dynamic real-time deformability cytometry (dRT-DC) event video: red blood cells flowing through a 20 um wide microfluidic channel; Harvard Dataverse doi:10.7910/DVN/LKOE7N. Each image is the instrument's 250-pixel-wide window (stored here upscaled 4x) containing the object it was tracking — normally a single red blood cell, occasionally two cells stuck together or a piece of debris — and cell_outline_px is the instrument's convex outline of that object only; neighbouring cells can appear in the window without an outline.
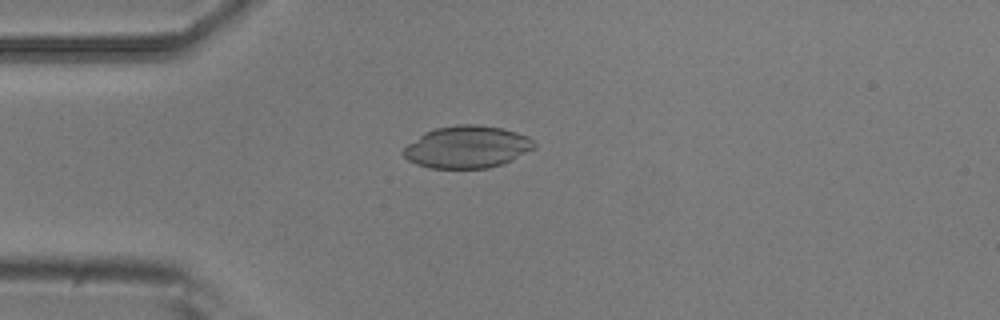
{"species": "common noctule bat (a hibernating species)", "species_latin": "Nyctalus noctula", "temperature_condition": "room temperature", "stored_images_in_passage": 4, "camera_frame_rate_fps": 3000, "um_per_image_px": 0.085, "animal": {"sex": "male", "body_mass_g": 20.5, "forearm_length_mm": 52.5}, "frame": {"image": 1, "passage_image": 4, "time_ms": 1.0, "image_size_px": [1000, 320], "cell_outline_px": [[536, 148], [504, 164], [488, 168], [428, 168], [416, 164], [408, 160], [400, 152], [408, 144], [424, 132], [436, 128], [456, 124], [480, 124], [504, 128], [528, 136], [536, 144]], "centroid_in_image_um": [39.72, 12.49], "position_along_channel_um": 45.3, "area_um2": 32.54}}